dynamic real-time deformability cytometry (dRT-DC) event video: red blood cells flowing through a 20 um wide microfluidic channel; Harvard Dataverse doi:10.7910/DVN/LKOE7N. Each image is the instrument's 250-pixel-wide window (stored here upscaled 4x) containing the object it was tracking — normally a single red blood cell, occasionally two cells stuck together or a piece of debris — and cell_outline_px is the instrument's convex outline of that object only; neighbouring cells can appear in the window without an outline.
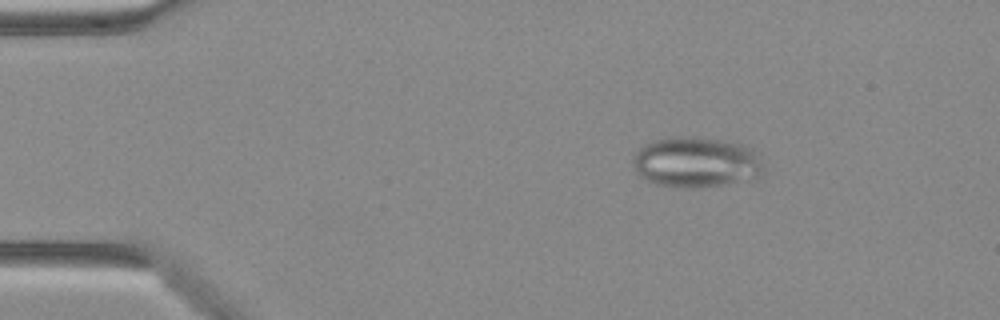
{"species": "Egyptian fruit bat (a non-hibernating species)", "species_latin": "Rousettus aegyptiacus", "temperature_condition": "warm", "stored_images_in_passage": 46, "camera_frame_rate_fps": 3000, "um_per_image_px": 0.085, "animal": {"sex": "female"}, "frame": {"image": 1, "passage_image": 6, "time_ms": 1.667, "image_size_px": [1000, 320], "cell_outline_px": [[764, 168], [760, 172], [724, 184], [700, 188], [684, 188], [656, 184], [640, 176], [636, 172], [632, 160], [632, 156], [644, 144], [656, 140], [672, 136], [692, 136], [720, 140], [744, 144], [752, 152]], "centroid_in_image_um": [59.03, 13.77], "position_along_channel_um": 26.0, "area_um2": 37.57}}
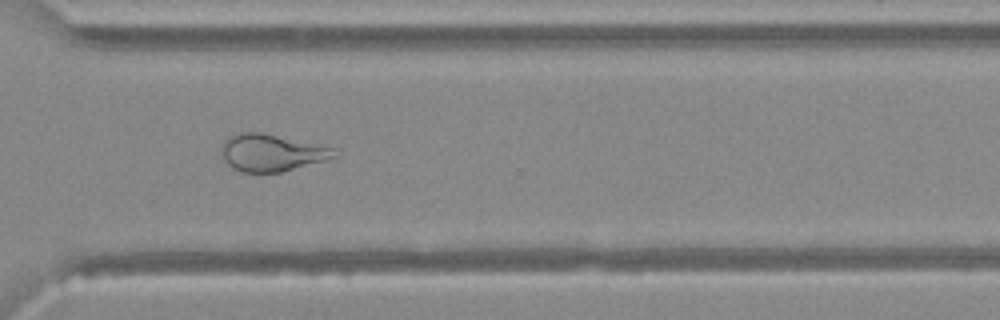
{"frame": {"image": 2, "passage_image": 34, "time_ms": 11.0, "image_size_px": [1000, 320], "cell_outline_px": [[336, 156], [328, 160], [280, 172], [244, 172], [232, 168], [224, 160], [220, 152], [220, 144], [228, 136], [240, 132], [260, 132], [332, 148]], "centroid_in_image_um": [22.99, 12.98], "position_along_channel_um": 347.6, "area_um2": 24.16}}
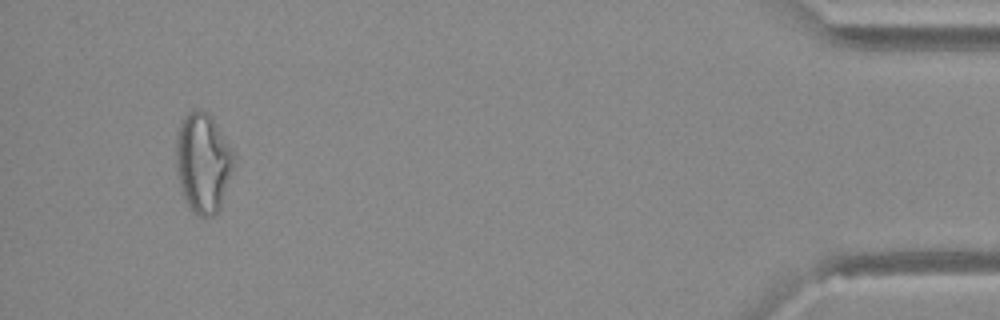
{"frame": {"image": 3, "passage_image": 44, "time_ms": 14.333, "image_size_px": [1000, 320], "cell_outline_px": [[236, 156], [232, 172], [220, 208], [212, 216], [200, 216], [188, 204], [184, 196], [180, 184], [176, 160], [176, 144], [180, 124], [184, 116], [188, 112], [196, 108], [200, 108], [208, 112], [212, 116], [232, 148]], "centroid_in_image_um": [17.29, 13.76], "position_along_channel_um": 417.9, "area_um2": 33.41}}